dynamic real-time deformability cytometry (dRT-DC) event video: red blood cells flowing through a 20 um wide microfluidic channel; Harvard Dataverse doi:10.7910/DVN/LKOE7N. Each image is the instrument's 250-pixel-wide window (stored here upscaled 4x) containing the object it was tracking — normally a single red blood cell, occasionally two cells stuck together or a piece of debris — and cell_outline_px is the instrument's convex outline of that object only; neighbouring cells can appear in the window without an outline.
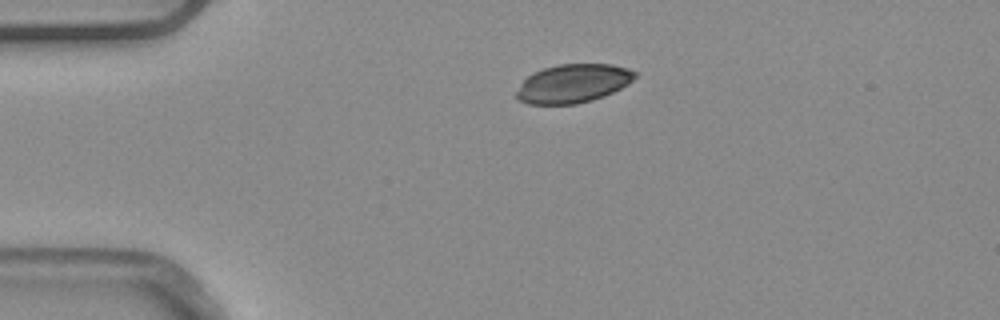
{"species": "common noctule bat (a hibernating species)", "species_latin": "Nyctalus noctula", "temperature_condition": "warm", "stored_images_in_passage": 2, "camera_frame_rate_fps": 3000, "um_per_image_px": 0.085, "animal": {"sex": "male", "body_mass_g": 20.4}, "frame": {"image": 1, "passage_image": 1, "time_ms": 0.0, "image_size_px": [1000, 320], "cell_outline_px": [[640, 72], [628, 84], [604, 96], [592, 100], [576, 104], [528, 104], [516, 100], [516, 92], [520, 84], [532, 72], [544, 68], [560, 64], [612, 64], [628, 68]], "centroid_in_image_um": [48.71, 7.09], "position_along_channel_um": 36.3, "area_um2": 26.82}}